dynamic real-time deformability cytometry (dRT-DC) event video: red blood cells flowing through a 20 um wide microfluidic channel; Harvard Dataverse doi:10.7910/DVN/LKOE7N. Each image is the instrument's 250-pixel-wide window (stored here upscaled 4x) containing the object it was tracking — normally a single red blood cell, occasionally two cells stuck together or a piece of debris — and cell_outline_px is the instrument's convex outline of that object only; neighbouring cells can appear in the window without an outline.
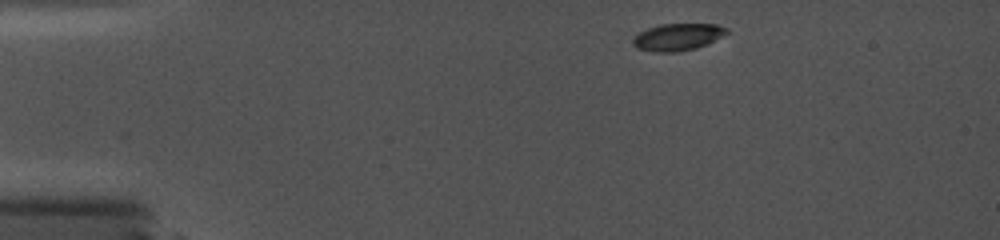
{"species": "common noctule bat (a hibernating species)", "species_latin": "Nyctalus noctula", "temperature_condition": "cold", "stored_images_in_passage": 21, "camera_frame_rate_fps": 5000, "um_per_image_px": 0.085, "animal": {"sex": "female", "body_mass_g": 19.0, "forearm_length_mm": 56.7}, "frame": {"image": 1, "passage_image": 1, "time_ms": 0.0, "image_size_px": [1000, 240], "cell_outline_px": [[728, 32], [708, 44], [696, 48], [676, 52], [656, 52], [636, 48], [632, 44], [632, 40], [640, 32], [648, 28], [660, 24], [716, 24], [728, 28]], "centroid_in_image_um": [57.6, 3.15], "position_along_channel_um": 27.4, "area_um2": 14.74}}
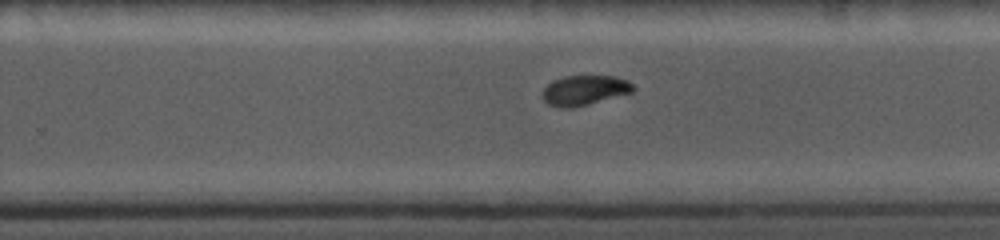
{"frame": {"image": 2, "passage_image": 11, "time_ms": 8.6, "image_size_px": [1000, 240], "cell_outline_px": [[636, 88], [632, 92], [588, 104], [572, 108], [560, 108], [548, 104], [540, 96], [544, 88], [552, 80], [564, 76], [616, 76], [628, 80]], "centroid_in_image_um": [49.65, 7.67], "position_along_channel_um": 280.1, "area_um2": 15.9}}
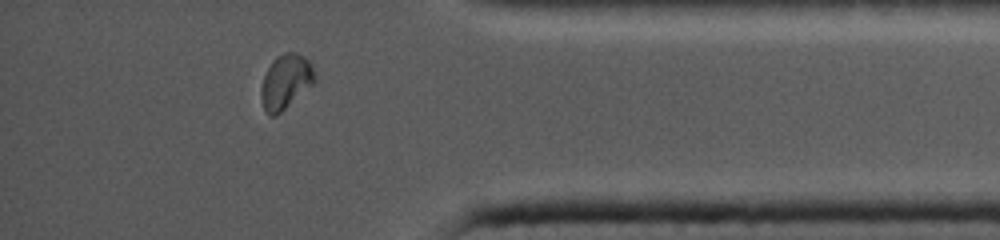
{"frame": {"image": 3, "passage_image": 20, "time_ms": 12.2, "image_size_px": [1000, 240], "cell_outline_px": [[316, 80], [312, 84], [276, 116], [268, 116], [264, 108], [260, 92], [260, 88], [264, 76], [272, 60], [276, 56], [288, 52], [296, 52], [304, 56], [308, 60], [316, 76]], "centroid_in_image_um": [24.26, 6.93], "position_along_channel_um": 410.9, "area_um2": 16.82}}